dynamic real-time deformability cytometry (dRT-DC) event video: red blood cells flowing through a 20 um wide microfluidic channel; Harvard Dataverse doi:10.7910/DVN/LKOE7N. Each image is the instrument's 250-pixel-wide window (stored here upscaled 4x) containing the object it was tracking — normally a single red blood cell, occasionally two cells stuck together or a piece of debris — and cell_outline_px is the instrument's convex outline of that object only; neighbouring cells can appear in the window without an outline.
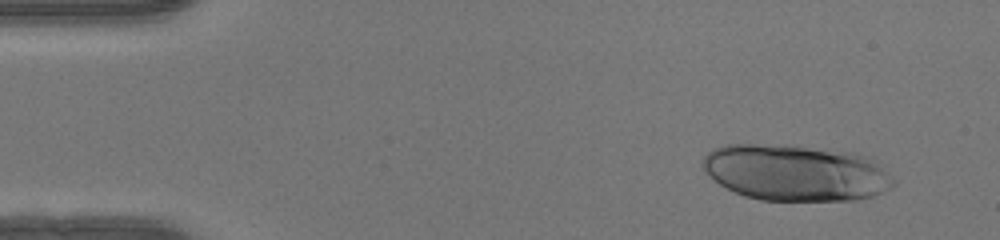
{"species": "human", "species_latin": "Homo sapiens", "temperature_condition": "warm", "stored_images_in_passage": 48, "camera_frame_rate_fps": 3000, "um_per_image_px": 0.085, "donor": {"sex": "female"}, "frame": {"image": 1, "passage_image": 4, "time_ms": 1.0, "image_size_px": [1000, 240], "cell_outline_px": [[896, 184], [884, 192], [872, 196], [856, 200], [760, 200], [744, 196], [720, 184], [708, 176], [700, 160], [708, 152], [724, 144], [756, 144], [856, 152], [872, 156], [896, 180]], "centroid_in_image_um": [67.68, 14.69], "position_along_channel_um": 17.3, "area_um2": 62.6}}
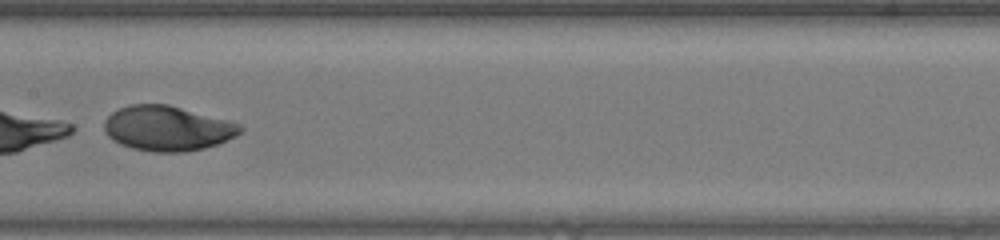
{"frame": {"image": 2, "passage_image": 25, "time_ms": 8.0, "image_size_px": [1000, 240], "cell_outline_px": [[244, 128], [236, 136], [216, 144], [204, 148], [184, 152], [152, 152], [132, 148], [120, 144], [112, 140], [104, 132], [104, 120], [112, 112], [120, 108], [132, 104], [168, 104], [228, 120], [240, 124]], "centroid_in_image_um": [14.21, 10.91], "position_along_channel_um": 193.2, "area_um2": 35.66}}
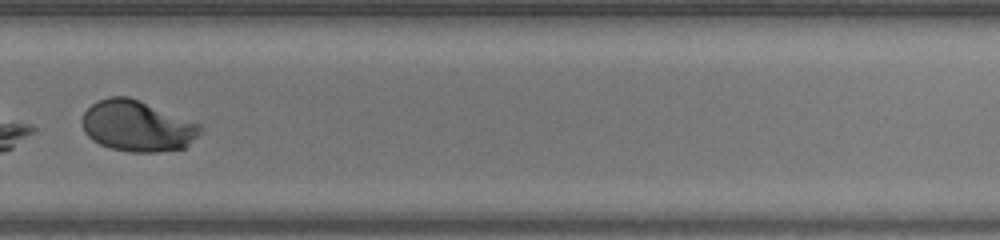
{"frame": {"image": 3, "passage_image": 34, "time_ms": 11.0, "image_size_px": [1000, 240], "cell_outline_px": [[204, 132], [184, 148], [156, 152], [132, 152], [112, 148], [100, 144], [92, 140], [84, 132], [80, 120], [84, 112], [92, 104], [108, 96], [128, 96], [140, 100], [200, 124], [204, 128]], "centroid_in_image_um": [11.68, 10.71], "position_along_channel_um": 318.1, "area_um2": 35.26}}